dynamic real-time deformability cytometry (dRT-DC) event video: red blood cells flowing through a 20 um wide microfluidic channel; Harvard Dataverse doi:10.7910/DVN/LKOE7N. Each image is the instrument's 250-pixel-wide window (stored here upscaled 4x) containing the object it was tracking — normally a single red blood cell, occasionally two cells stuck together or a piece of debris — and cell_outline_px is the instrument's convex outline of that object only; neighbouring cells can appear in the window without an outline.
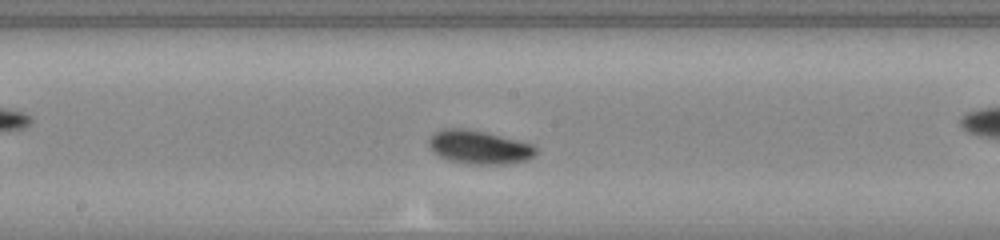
{"species": "common noctule bat (a hibernating species)", "species_latin": "Nyctalus noctula", "temperature_condition": "warm", "stored_images_in_passage": 30, "camera_frame_rate_fps": 3000, "um_per_image_px": 0.085, "animal": {"sex": "female", "body_mass_g": 23.0, "forearm_length_mm": 53.4}, "frame": {"image": 1, "passage_image": 13, "time_ms": 4.0, "image_size_px": [1000, 240], "cell_outline_px": [[536, 152], [528, 160], [508, 164], [472, 164], [448, 160], [432, 152], [428, 144], [428, 140], [432, 132], [444, 128], [464, 128], [484, 132], [532, 144], [536, 148]], "centroid_in_image_um": [40.67, 12.51], "position_along_channel_um": 207.5, "area_um2": 20.92}, "authors_computed_cell_mechanics": {"area_um2": 19.8832, "velocity_mm_per_s": 3.7928, "shape_relaxation_time_tau1_ms": 4.3937, "shape_relaxation_time_tau2_ms": null, "deformation_change_tau1": 0.149, "deformation_change_tau2": null}}